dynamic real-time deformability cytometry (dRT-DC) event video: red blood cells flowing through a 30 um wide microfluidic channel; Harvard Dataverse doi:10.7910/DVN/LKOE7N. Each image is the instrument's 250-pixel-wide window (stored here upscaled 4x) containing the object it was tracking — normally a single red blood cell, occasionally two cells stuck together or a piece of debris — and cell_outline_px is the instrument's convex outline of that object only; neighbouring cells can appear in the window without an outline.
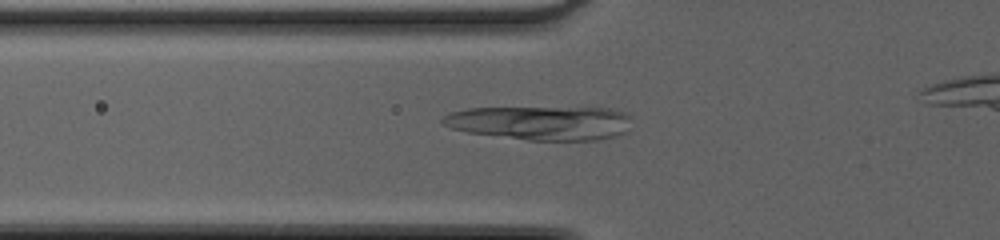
{"species": "common noctule bat (a hibernating species)", "species_latin": "Nyctalus noctula", "temperature_condition": "cold", "stored_images_in_passage": 32, "camera_frame_rate_fps": 3000, "um_per_image_px": 0.085, "animal": {"sex": "female", "body_mass_g": 20.0, "forearm_length_mm": 54.0}, "frame": {"image": 1, "passage_image": 6, "time_ms": 1.667, "image_size_px": [1000, 240], "cell_outline_px": [[628, 132], [616, 136], [596, 140], [528, 140], [468, 132], [452, 128], [440, 124], [440, 120], [448, 112], [468, 108], [608, 108], [628, 112]], "centroid_in_image_um": [45.94, 10.44], "position_along_channel_um": 79.9, "area_um2": 37.51}}
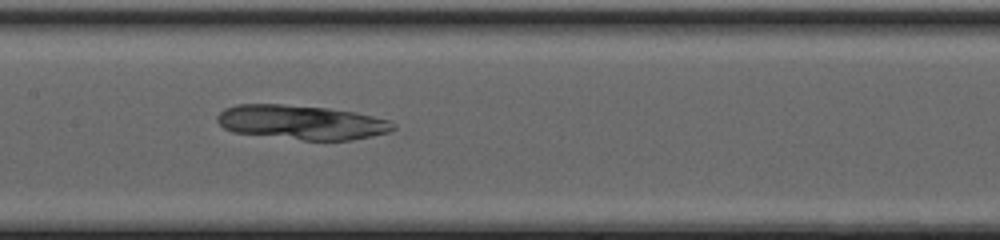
{"frame": {"image": 2, "passage_image": 13, "time_ms": 4.0, "image_size_px": [1000, 240], "cell_outline_px": [[396, 128], [388, 132], [352, 140], [304, 140], [232, 132], [224, 128], [216, 120], [216, 116], [224, 108], [236, 104], [280, 104], [328, 108], [356, 112], [388, 120], [396, 124]], "centroid_in_image_um": [25.61, 10.39], "position_along_channel_um": 181.8, "area_um2": 35.26}}
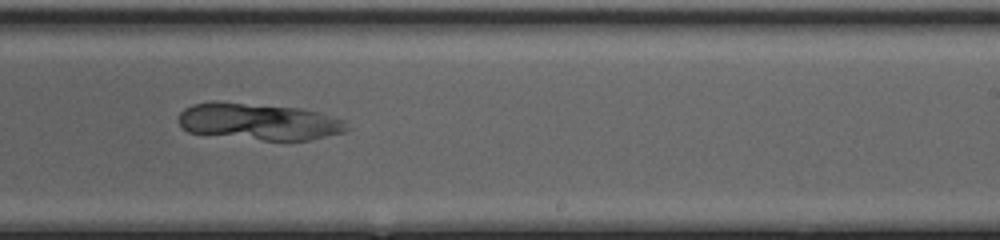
{"frame": {"image": 3, "passage_image": 19, "time_ms": 6.0, "image_size_px": [1000, 240], "cell_outline_px": [[352, 128], [344, 132], [308, 140], [284, 144], [188, 132], [176, 120], [180, 112], [184, 108], [192, 104], [212, 100], [216, 100], [300, 108], [348, 120]], "centroid_in_image_um": [22.03, 10.36], "position_along_channel_um": 267.0, "area_um2": 37.63}}